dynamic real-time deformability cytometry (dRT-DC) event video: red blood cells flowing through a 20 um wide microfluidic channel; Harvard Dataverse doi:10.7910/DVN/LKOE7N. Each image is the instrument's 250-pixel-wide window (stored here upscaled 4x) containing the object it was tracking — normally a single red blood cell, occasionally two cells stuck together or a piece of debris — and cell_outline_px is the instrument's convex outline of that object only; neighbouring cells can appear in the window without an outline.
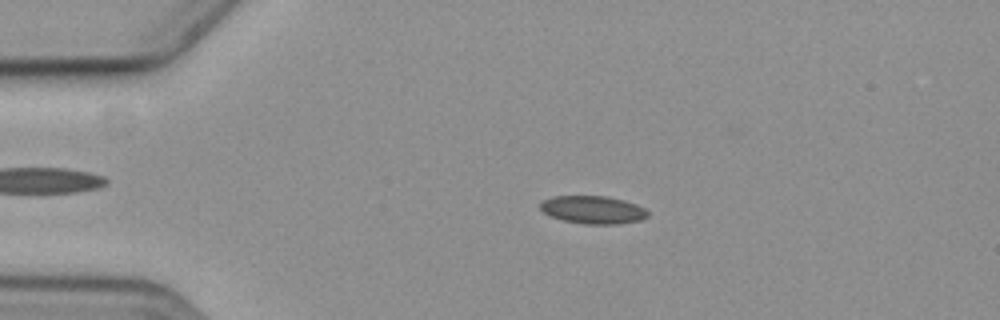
{"species": "common noctule bat (a hibernating species)", "species_latin": "Nyctalus noctula", "temperature_condition": "cold", "stored_images_in_passage": 6, "camera_frame_rate_fps": 3000, "um_per_image_px": 0.085, "animal": {"sex": "female", "body_mass_g": 19.3, "forearm_length_mm": 54.1}, "frame": {"image": 1, "passage_image": 2, "time_ms": 1.333, "image_size_px": [1000, 320], "cell_outline_px": [[648, 216], [640, 220], [620, 224], [584, 224], [564, 220], [552, 216], [544, 212], [540, 208], [540, 204], [544, 200], [552, 196], [604, 196], [624, 200], [636, 204], [644, 208], [648, 212]], "centroid_in_image_um": [50.42, 17.83], "position_along_channel_um": 34.6, "area_um2": 17.34}}
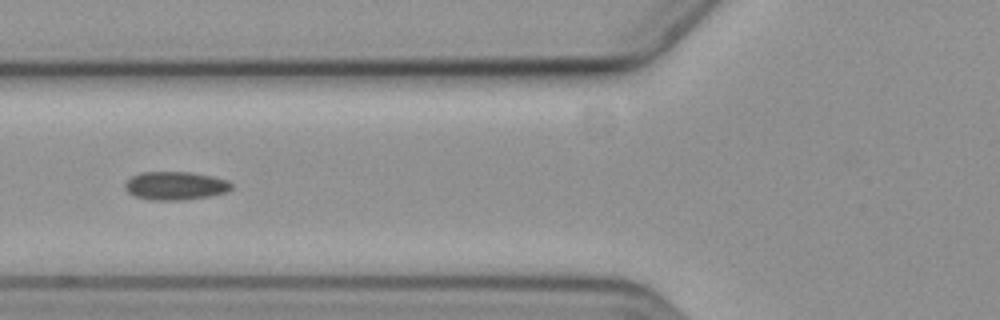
{"frame": {"image": 2, "passage_image": 5, "time_ms": 4.667, "image_size_px": [1000, 320], "cell_outline_px": [[232, 188], [228, 192], [212, 196], [180, 200], [148, 200], [136, 196], [128, 192], [124, 188], [124, 184], [132, 176], [140, 172], [192, 172], [212, 176], [228, 180], [232, 184]], "centroid_in_image_um": [14.93, 15.79], "position_along_channel_um": 110.9, "area_um2": 17.74}}
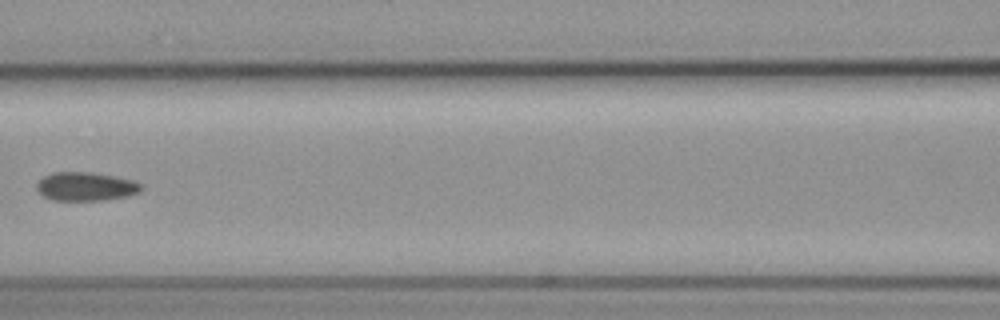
{"frame": {"image": 3, "passage_image": 6, "time_ms": 6.0, "image_size_px": [1000, 320], "cell_outline_px": [[144, 188], [140, 192], [128, 196], [104, 200], [52, 200], [44, 196], [36, 188], [36, 184], [44, 176], [52, 172], [92, 172], [116, 176], [132, 180], [140, 184]], "centroid_in_image_um": [7.31, 15.85], "position_along_channel_um": 159.3, "area_um2": 17.51}}